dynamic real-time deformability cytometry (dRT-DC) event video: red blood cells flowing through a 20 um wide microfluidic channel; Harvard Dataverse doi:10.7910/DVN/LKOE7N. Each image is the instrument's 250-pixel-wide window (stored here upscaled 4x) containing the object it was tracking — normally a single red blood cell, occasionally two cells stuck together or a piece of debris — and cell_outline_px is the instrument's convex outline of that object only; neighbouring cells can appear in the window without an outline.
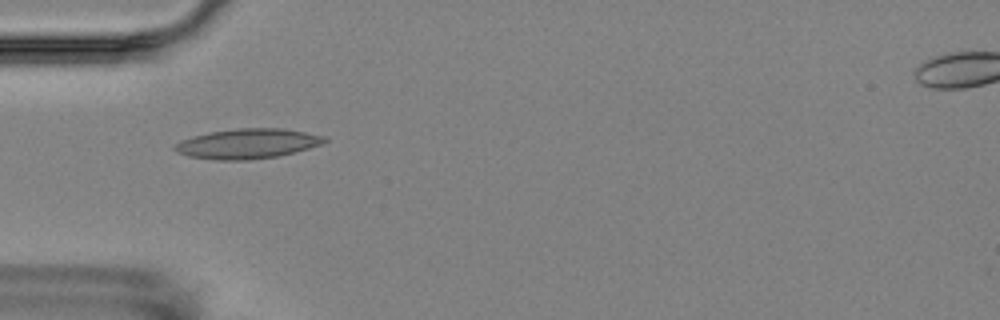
{"species": "Egyptian fruit bat (a non-hibernating species)", "species_latin": "Rousettus aegyptiacus", "temperature_condition": "room temperature", "stored_images_in_passage": 15, "camera_frame_rate_fps": 3000, "um_per_image_px": 0.085, "animal": {"sex": "female"}, "frame": {"image": 1, "passage_image": 4, "time_ms": 4.333, "image_size_px": [1000, 320], "cell_outline_px": [[328, 140], [324, 144], [276, 156], [248, 160], [216, 160], [188, 156], [176, 152], [172, 148], [180, 140], [192, 136], [208, 132], [236, 128], [284, 128], [328, 136]], "centroid_in_image_um": [21.04, 12.2], "position_along_channel_um": 64.0, "area_um2": 26.3}}
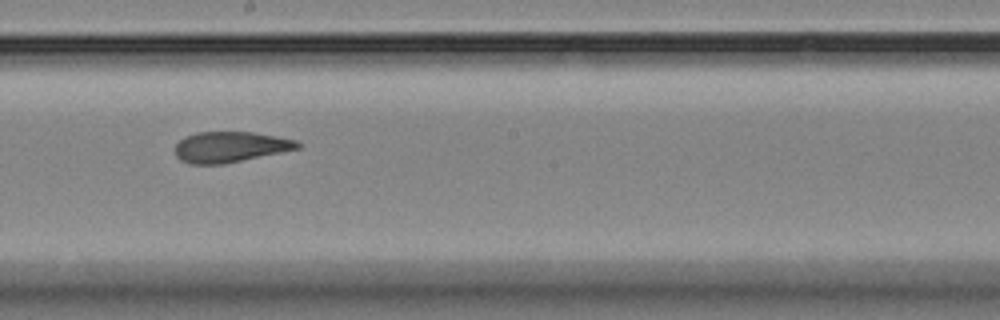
{"frame": {"image": 2, "passage_image": 8, "time_ms": 9.0, "image_size_px": [1000, 320], "cell_outline_px": [[300, 148], [224, 164], [188, 164], [180, 160], [176, 156], [176, 144], [184, 136], [196, 132], [252, 132], [276, 136], [296, 140], [300, 144]], "centroid_in_image_um": [19.53, 12.49], "position_along_channel_um": 228.7, "area_um2": 21.85}}
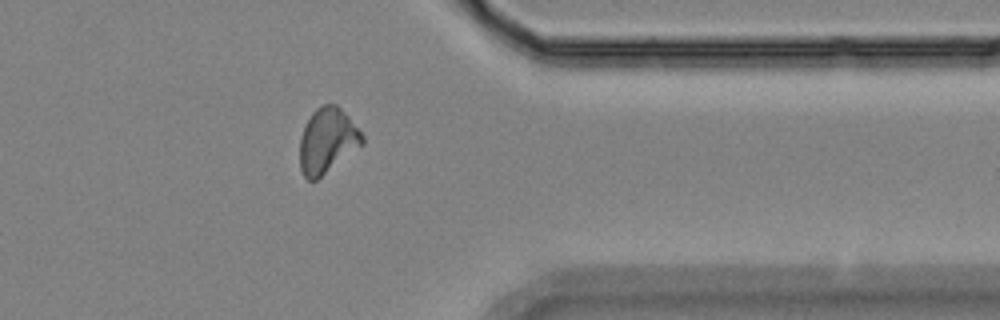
{"frame": {"image": 3, "passage_image": 12, "time_ms": 13.667, "image_size_px": [1000, 320], "cell_outline_px": [[364, 144], [316, 180], [308, 180], [304, 176], [300, 168], [300, 136], [312, 112], [316, 108], [324, 104], [336, 104], [348, 116], [364, 136]], "centroid_in_image_um": [27.82, 11.96], "position_along_channel_um": 383.6, "area_um2": 23.52}, "authors_computed_cell_mechanics": {"area_um2": 22.4264, "velocity_mm_per_s": 3.5315, "shape_relaxation_time_tau1_ms": null, "shape_relaxation_time_tau2_ms": 2.0288, "deformation_change_tau1": null, "deformation_change_tau2": 0.0694}}